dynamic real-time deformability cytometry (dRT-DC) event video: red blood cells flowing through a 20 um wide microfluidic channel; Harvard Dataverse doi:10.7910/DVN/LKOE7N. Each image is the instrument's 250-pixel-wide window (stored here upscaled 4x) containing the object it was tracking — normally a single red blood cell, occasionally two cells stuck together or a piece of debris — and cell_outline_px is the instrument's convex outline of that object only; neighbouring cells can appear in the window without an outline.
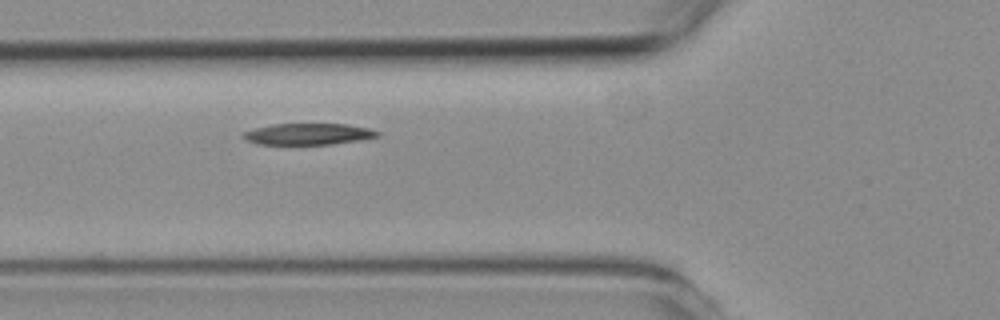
{"species": "common noctule bat (a hibernating species)", "species_latin": "Nyctalus noctula", "temperature_condition": "room temperature", "stored_images_in_passage": 3, "camera_frame_rate_fps": 3000, "um_per_image_px": 0.085, "animal": {"sex": "female", "body_mass_g": 19.3, "forearm_length_mm": 54.1}, "frame": {"image": 1, "passage_image": 3, "time_ms": 2.0, "image_size_px": [1000, 320], "cell_outline_px": [[380, 136], [356, 140], [328, 144], [256, 144], [244, 140], [240, 136], [244, 132], [256, 128], [272, 124], [348, 124], [368, 128], [380, 132]], "centroid_in_image_um": [26.15, 11.39], "position_along_channel_um": 99.7, "area_um2": 16.59}}